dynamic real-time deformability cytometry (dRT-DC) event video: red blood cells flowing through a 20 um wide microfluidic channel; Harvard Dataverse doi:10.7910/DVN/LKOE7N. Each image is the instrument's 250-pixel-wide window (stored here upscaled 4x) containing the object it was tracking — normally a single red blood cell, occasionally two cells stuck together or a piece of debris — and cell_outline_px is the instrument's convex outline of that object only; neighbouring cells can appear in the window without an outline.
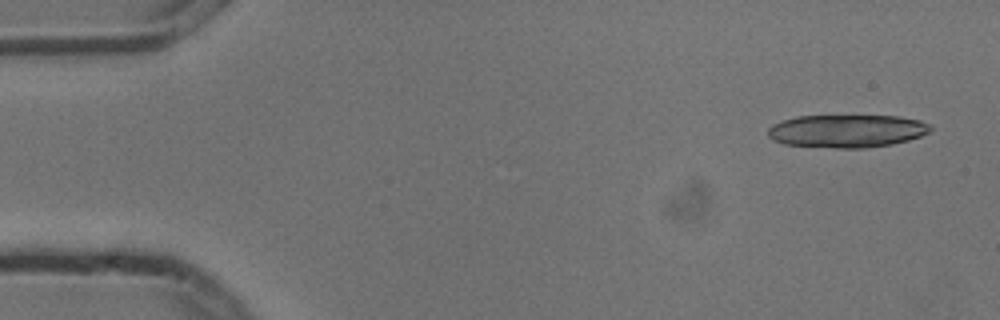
{"species": "common noctule bat (a hibernating species)", "species_latin": "Nyctalus noctula", "temperature_condition": "cold", "stored_images_in_passage": 14, "camera_frame_rate_fps": 3000, "um_per_image_px": 0.085, "animal": {"sex": "male", "body_mass_g": 13.3}, "frame": {"image": 1, "passage_image": 1, "time_ms": 0.0, "image_size_px": [1000, 320], "cell_outline_px": [[932, 128], [928, 132], [920, 136], [908, 140], [892, 144], [864, 148], [836, 148], [784, 144], [772, 140], [768, 136], [768, 128], [772, 124], [784, 120], [800, 116], [900, 116], [920, 120], [928, 124]], "centroid_in_image_um": [71.97, 11.14], "position_along_channel_um": 13.0, "area_um2": 31.1}}
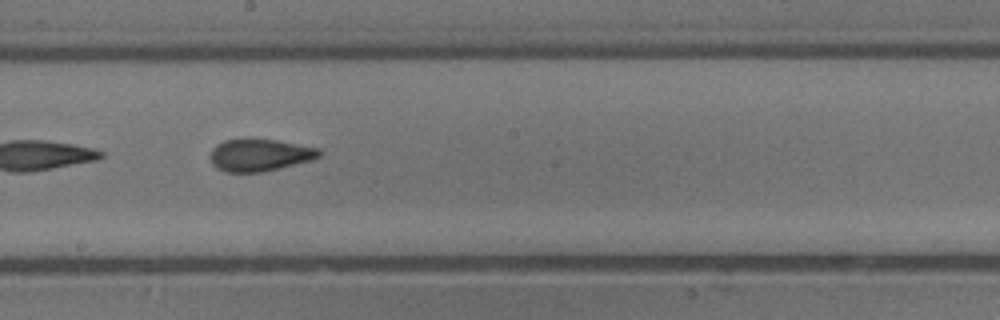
{"frame": {"image": 2, "passage_image": 8, "time_ms": 2.333, "image_size_px": [1000, 320], "cell_outline_px": [[324, 152], [320, 156], [312, 160], [264, 172], [224, 172], [216, 168], [212, 164], [212, 148], [216, 144], [224, 140], [248, 136], [276, 140], [320, 148]], "centroid_in_image_um": [22.09, 13.14], "position_along_channel_um": 226.1, "area_um2": 21.1}}
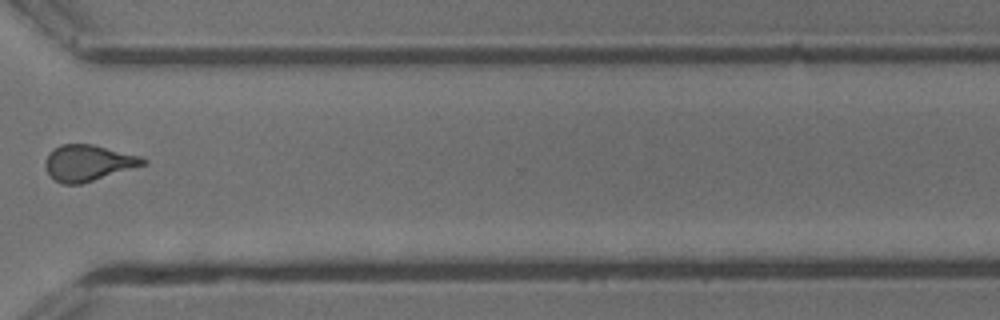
{"frame": {"image": 3, "passage_image": 11, "time_ms": 3.333, "image_size_px": [1000, 320], "cell_outline_px": [[148, 164], [80, 184], [64, 184], [48, 176], [44, 164], [48, 156], [60, 144], [92, 144], [144, 156], [148, 160]], "centroid_in_image_um": [7.55, 13.84], "position_along_channel_um": 363.0, "area_um2": 20.63}}